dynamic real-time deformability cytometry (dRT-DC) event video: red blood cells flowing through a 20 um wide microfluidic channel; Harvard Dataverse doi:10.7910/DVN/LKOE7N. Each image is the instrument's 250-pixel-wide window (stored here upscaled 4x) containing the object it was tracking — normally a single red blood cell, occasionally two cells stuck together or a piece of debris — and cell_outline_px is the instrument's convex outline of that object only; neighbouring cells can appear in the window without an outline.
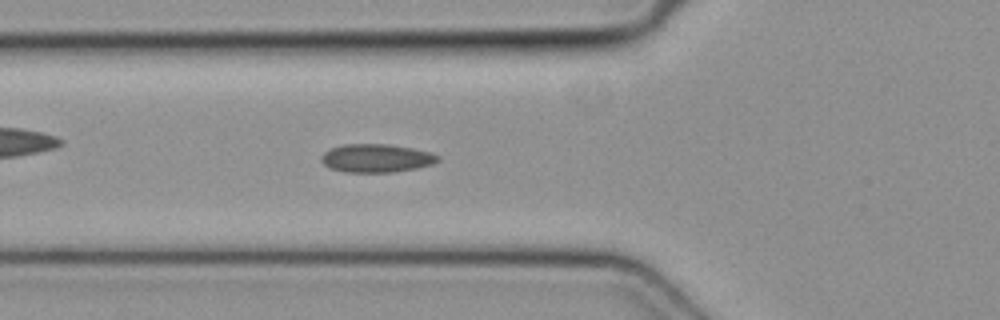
{"species": "common noctule bat (a hibernating species)", "species_latin": "Nyctalus noctula", "temperature_condition": "cold", "stored_images_in_passage": 45, "camera_frame_rate_fps": 3000, "um_per_image_px": 0.085, "animal": {"sex": "female", "body_mass_g": 19.3, "forearm_length_mm": 54.1}, "frame": {"image": 1, "passage_image": 18, "time_ms": 5.667, "image_size_px": [1000, 320], "cell_outline_px": [[440, 160], [432, 164], [416, 168], [396, 172], [344, 172], [328, 168], [320, 160], [320, 156], [324, 152], [332, 148], [344, 144], [388, 144], [412, 148], [432, 152], [440, 156]], "centroid_in_image_um": [31.99, 13.45], "position_along_channel_um": 93.8, "area_um2": 19.42}}
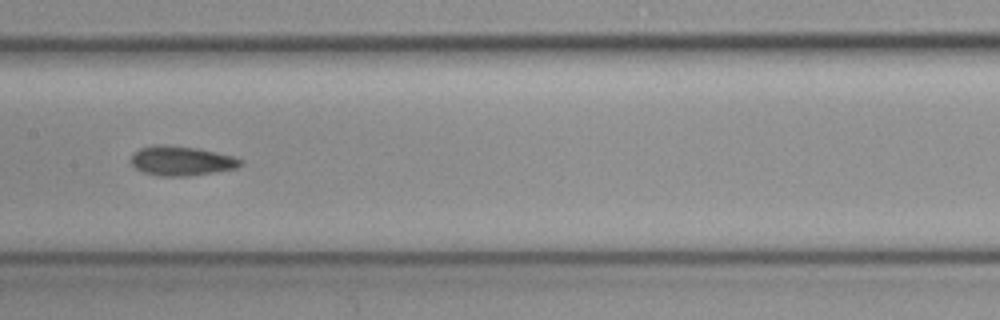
{"frame": {"image": 2, "passage_image": 25, "time_ms": 8.0, "image_size_px": [1000, 320], "cell_outline_px": [[244, 164], [236, 168], [216, 172], [188, 176], [156, 176], [144, 172], [136, 168], [132, 164], [132, 156], [140, 148], [156, 144], [164, 144], [196, 148], [216, 152], [232, 156], [240, 160]], "centroid_in_image_um": [15.42, 13.68], "position_along_channel_um": 192.0, "area_um2": 18.73}}
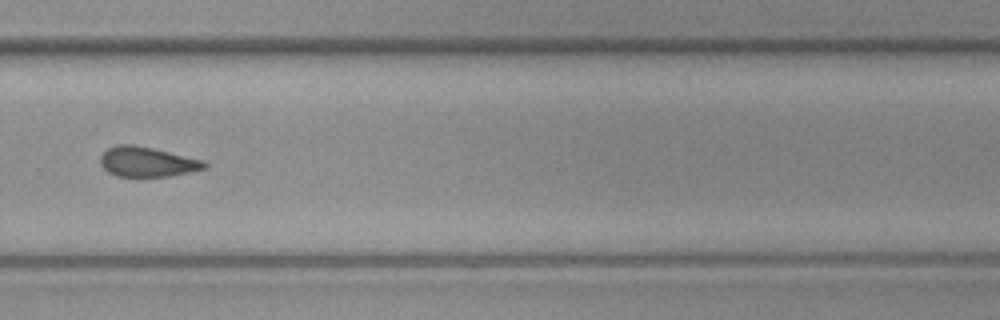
{"frame": {"image": 3, "passage_image": 34, "time_ms": 11.0, "image_size_px": [1000, 320], "cell_outline_px": [[208, 168], [192, 172], [168, 176], [116, 176], [108, 172], [100, 164], [100, 156], [108, 148], [116, 144], [132, 144], [152, 148], [204, 160], [208, 164]], "centroid_in_image_um": [12.53, 13.75], "position_along_channel_um": 317.3, "area_um2": 18.21}}